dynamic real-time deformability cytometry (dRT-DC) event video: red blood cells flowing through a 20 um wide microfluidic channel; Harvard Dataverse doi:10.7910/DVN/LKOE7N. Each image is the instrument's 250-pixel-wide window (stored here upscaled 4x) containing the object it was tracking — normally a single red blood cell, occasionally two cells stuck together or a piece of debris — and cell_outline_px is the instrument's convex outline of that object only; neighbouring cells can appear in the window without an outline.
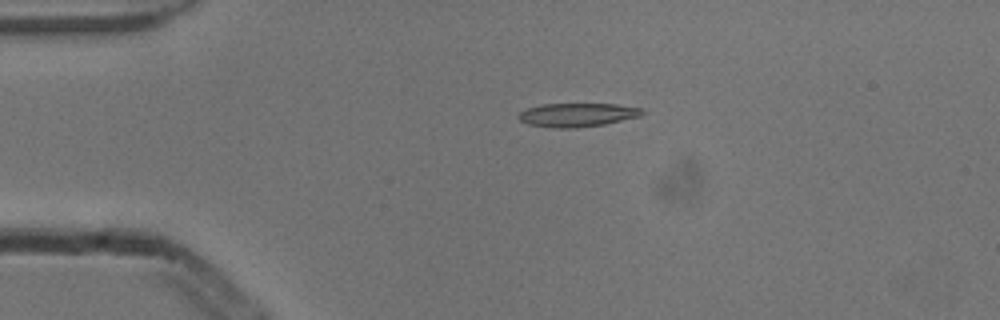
{"species": "common noctule bat (a hibernating species)", "species_latin": "Nyctalus noctula", "temperature_condition": "cold", "stored_images_in_passage": 5, "camera_frame_rate_fps": 3000, "um_per_image_px": 0.085, "animal": {"sex": "male", "body_mass_g": 13.3}, "frame": {"image": 1, "passage_image": 4, "time_ms": 1.0, "image_size_px": [1000, 320], "cell_outline_px": [[644, 112], [640, 116], [604, 124], [576, 128], [552, 128], [528, 124], [520, 120], [516, 116], [520, 112], [528, 108], [540, 104], [616, 104], [644, 108]], "centroid_in_image_um": [49.06, 9.76], "position_along_channel_um": 35.9, "area_um2": 17.11}}